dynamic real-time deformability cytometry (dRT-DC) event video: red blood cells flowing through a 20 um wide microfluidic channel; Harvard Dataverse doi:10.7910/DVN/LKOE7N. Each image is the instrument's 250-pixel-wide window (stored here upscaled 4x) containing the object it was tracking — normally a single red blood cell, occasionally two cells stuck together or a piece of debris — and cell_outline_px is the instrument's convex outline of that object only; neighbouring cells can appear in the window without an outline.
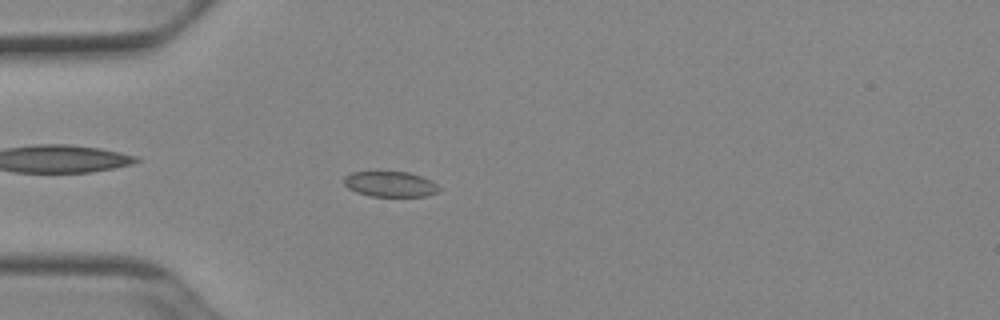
{"species": "Egyptian fruit bat (a non-hibernating species)", "species_latin": "Rousettus aegyptiacus", "temperature_condition": "cold", "stored_images_in_passage": 39, "camera_frame_rate_fps": 3000, "um_per_image_px": 0.085, "animal": {"sex": "female"}, "frame": {"image": 1, "passage_image": 6, "time_ms": 1.667, "image_size_px": [1000, 320], "cell_outline_px": [[440, 192], [424, 196], [368, 196], [356, 192], [348, 188], [344, 184], [344, 176], [352, 172], [408, 172], [432, 180], [440, 188]], "centroid_in_image_um": [33.17, 15.65], "position_along_channel_um": 51.8, "area_um2": 14.1}}
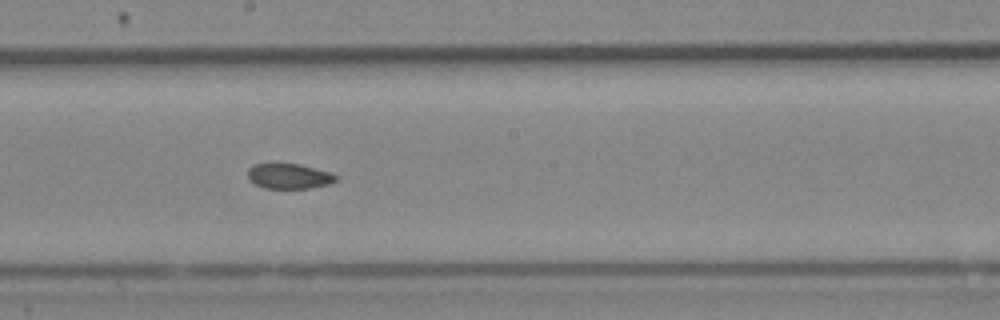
{"frame": {"image": 2, "passage_image": 20, "time_ms": 6.333, "image_size_px": [1000, 320], "cell_outline_px": [[340, 176], [336, 180], [328, 184], [308, 188], [264, 188], [248, 180], [248, 168], [256, 164], [300, 164], [332, 172]], "centroid_in_image_um": [24.6, 14.97], "position_along_channel_um": 223.6, "area_um2": 12.95}}
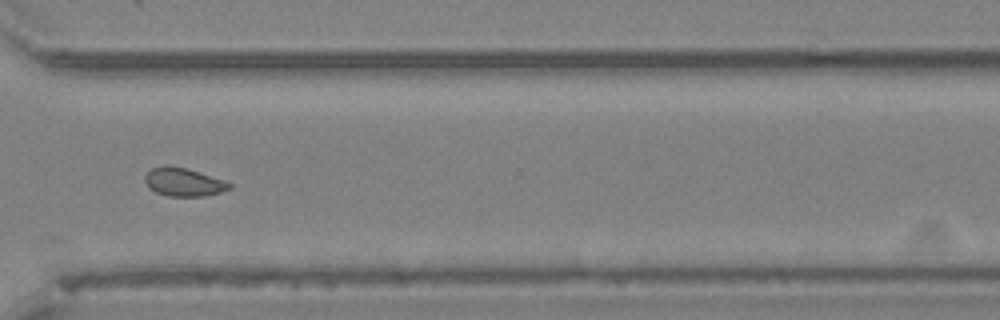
{"frame": {"image": 3, "passage_image": 30, "time_ms": 9.667, "image_size_px": [1000, 320], "cell_outline_px": [[232, 188], [220, 192], [204, 196], [168, 196], [156, 192], [148, 188], [144, 180], [144, 176], [152, 168], [184, 168], [224, 180], [232, 184]], "centroid_in_image_um": [15.62, 15.52], "position_along_channel_um": 355.0, "area_um2": 13.41}, "authors_computed_cell_mechanics": {"area_um2": 14.3344, "velocity_mm_per_s": 3.9268, "shape_relaxation_time_tau1_ms": null, "shape_relaxation_time_tau2_ms": 1.9689, "deformation_change_tau1": null, "deformation_change_tau2": 0.0426}}